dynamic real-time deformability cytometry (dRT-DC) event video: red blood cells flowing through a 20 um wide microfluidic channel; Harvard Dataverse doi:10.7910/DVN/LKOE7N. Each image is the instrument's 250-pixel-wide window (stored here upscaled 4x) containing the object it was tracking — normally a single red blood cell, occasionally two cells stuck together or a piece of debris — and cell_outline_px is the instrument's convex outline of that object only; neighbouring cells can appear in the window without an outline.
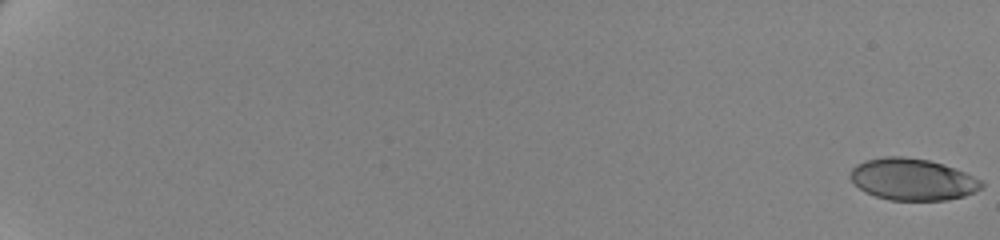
{"species": "human", "species_latin": "Homo sapiens", "temperature_condition": "cold", "stored_images_in_passage": 63, "camera_frame_rate_fps": 3000, "um_per_image_px": 0.085, "donor": {"sex": "female"}, "frame": {"image": 1, "passage_image": 1, "time_ms": 0.0, "image_size_px": [1000, 240], "cell_outline_px": [[984, 184], [980, 188], [964, 196], [944, 200], [888, 200], [864, 192], [848, 176], [852, 168], [856, 164], [864, 160], [884, 156], [900, 156], [928, 160], [944, 164], [964, 172], [980, 180]], "centroid_in_image_um": [77.51, 15.24], "position_along_channel_um": 7.5, "area_um2": 31.79}}
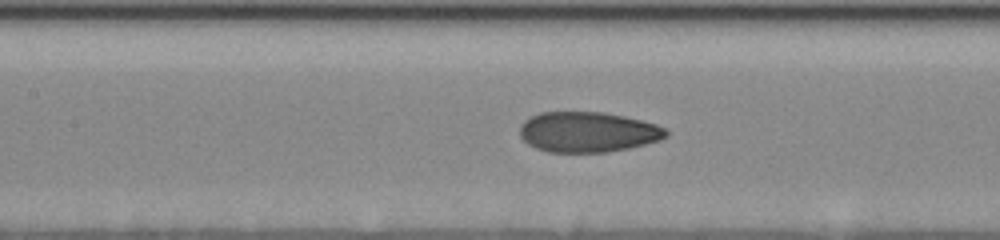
{"frame": {"image": 2, "passage_image": 34, "time_ms": 11.0, "image_size_px": [1000, 240], "cell_outline_px": [[668, 136], [660, 140], [628, 148], [604, 152], [548, 152], [536, 148], [528, 144], [520, 136], [520, 124], [524, 120], [540, 112], [604, 112], [624, 116], [656, 124], [664, 128], [668, 132]], "centroid_in_image_um": [49.94, 11.22], "position_along_channel_um": 157.5, "area_um2": 34.33}}
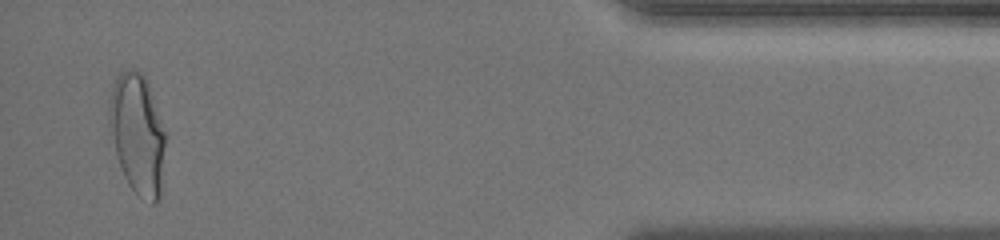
{"frame": {"image": 3, "passage_image": 61, "time_ms": 20.0, "image_size_px": [1000, 240], "cell_outline_px": [[164, 144], [160, 200], [156, 204], [152, 204], [136, 196], [128, 184], [120, 168], [116, 152], [112, 132], [108, 108], [108, 104], [112, 88], [120, 72], [128, 68], [140, 72], [148, 80], [164, 132]], "centroid_in_image_um": [11.69, 11.42], "position_along_channel_um": 423.5, "area_um2": 39.02}, "authors_computed_cell_mechanics": {"area_um2": 34.1598, "velocity_mm_per_s": 3.4917, "shape_relaxation_time_tau1_ms": 8.0028, "shape_relaxation_time_tau2_ms": 0.936, "deformation_change_tau1": 0.1984, "deformation_change_tau2": 0.0603}}